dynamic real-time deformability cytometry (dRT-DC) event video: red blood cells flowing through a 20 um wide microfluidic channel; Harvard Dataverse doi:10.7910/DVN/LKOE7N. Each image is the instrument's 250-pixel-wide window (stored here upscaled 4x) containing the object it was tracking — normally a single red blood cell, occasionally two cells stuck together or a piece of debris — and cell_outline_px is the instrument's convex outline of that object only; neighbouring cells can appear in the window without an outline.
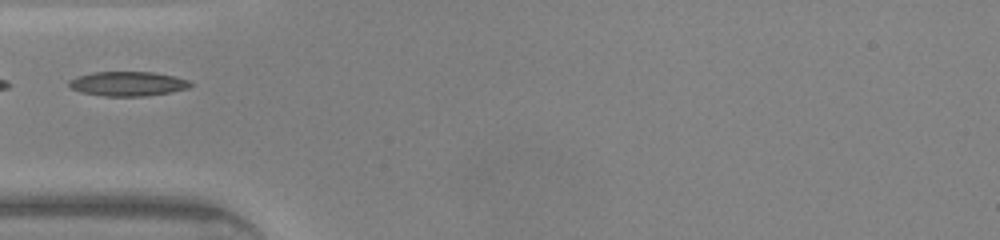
{"species": "common noctule bat (a hibernating species)", "species_latin": "Nyctalus noctula", "temperature_condition": "warm", "stored_images_in_passage": 30, "camera_frame_rate_fps": 3000, "um_per_image_px": 0.085, "animal": {"sex": "male", "body_mass_g": 20.0, "forearm_length_mm": 53.3}, "frame": {"image": 1, "passage_image": 1, "time_ms": 0.0, "image_size_px": [1000, 240], "cell_outline_px": [[192, 84], [188, 88], [168, 92], [144, 96], [104, 96], [80, 92], [72, 88], [68, 84], [68, 80], [76, 76], [92, 72], [152, 72], [172, 76], [188, 80]], "centroid_in_image_um": [10.8, 7.11], "position_along_channel_um": 74.2, "area_um2": 17.17}}
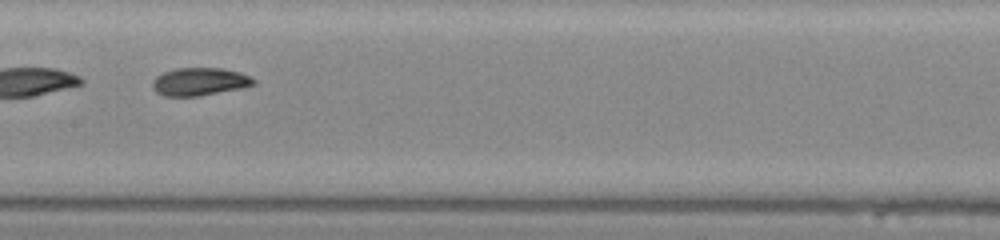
{"frame": {"image": 2, "passage_image": 9, "time_ms": 2.667, "image_size_px": [1000, 240], "cell_outline_px": [[256, 84], [240, 88], [196, 96], [164, 96], [156, 92], [152, 84], [152, 80], [156, 76], [164, 72], [176, 68], [220, 68], [240, 72], [256, 80]], "centroid_in_image_um": [16.94, 6.93], "position_along_channel_um": 190.5, "area_um2": 16.24}}